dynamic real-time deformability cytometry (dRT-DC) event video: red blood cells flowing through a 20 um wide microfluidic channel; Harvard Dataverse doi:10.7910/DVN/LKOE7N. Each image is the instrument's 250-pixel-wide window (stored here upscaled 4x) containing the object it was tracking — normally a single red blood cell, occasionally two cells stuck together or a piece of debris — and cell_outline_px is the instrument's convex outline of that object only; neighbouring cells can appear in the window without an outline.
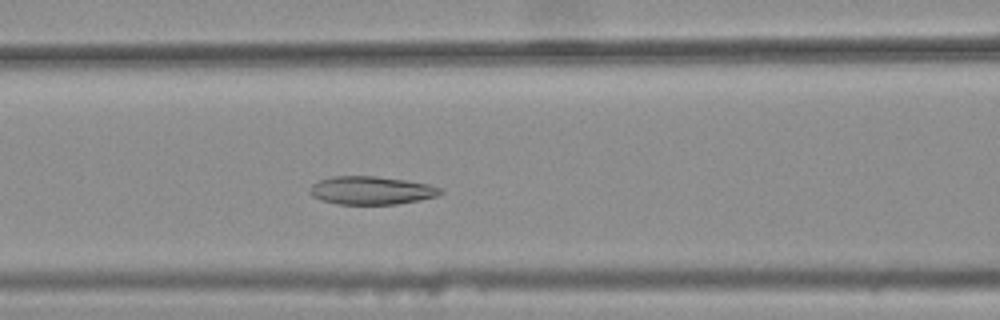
{"species": "common noctule bat (a hibernating species)", "species_latin": "Nyctalus noctula", "temperature_condition": "warm", "stored_images_in_passage": 41, "camera_frame_rate_fps": 3000, "um_per_image_px": 0.085, "animal": {"sex": "female", "body_mass_g": 25.1}, "frame": {"image": 1, "passage_image": 19, "time_ms": 6.0, "image_size_px": [1000, 320], "cell_outline_px": [[444, 192], [436, 196], [420, 200], [396, 204], [336, 204], [320, 200], [312, 196], [308, 192], [308, 188], [316, 180], [332, 176], [376, 176], [404, 180], [428, 184], [444, 188]], "centroid_in_image_um": [31.52, 16.18], "position_along_channel_um": 135.1, "area_um2": 21.73}}
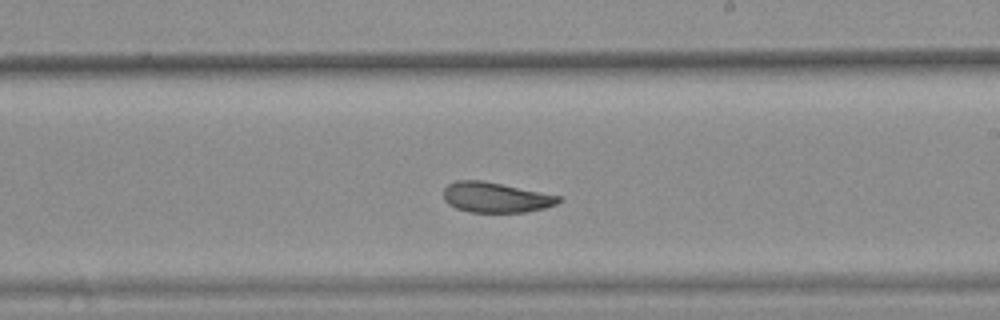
{"frame": {"image": 2, "passage_image": 28, "time_ms": 9.0, "image_size_px": [1000, 320], "cell_outline_px": [[564, 200], [556, 204], [544, 208], [524, 212], [468, 212], [456, 208], [448, 204], [444, 200], [444, 188], [448, 184], [456, 180], [480, 180], [560, 196]], "centroid_in_image_um": [42.11, 16.78], "position_along_channel_um": 246.9, "area_um2": 20.11}}
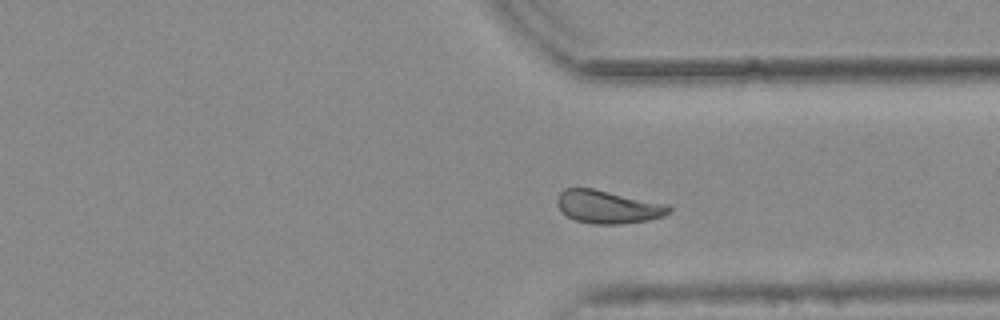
{"frame": {"image": 3, "passage_image": 37, "time_ms": 12.0, "image_size_px": [1000, 320], "cell_outline_px": [[672, 212], [664, 216], [648, 220], [620, 224], [592, 224], [576, 220], [568, 216], [556, 204], [556, 200], [560, 192], [564, 188], [592, 188], [668, 204], [672, 208]], "centroid_in_image_um": [51.7, 17.58], "position_along_channel_um": 359.7, "area_um2": 21.5}, "authors_computed_cell_mechanics": {"area_um2": 21.7906, "velocity_mm_per_s": 3.7382, "shape_relaxation_time_tau1_ms": null, "shape_relaxation_time_tau2_ms": 2.0372, "deformation_change_tau1": null, "deformation_change_tau2": 0.0734}}